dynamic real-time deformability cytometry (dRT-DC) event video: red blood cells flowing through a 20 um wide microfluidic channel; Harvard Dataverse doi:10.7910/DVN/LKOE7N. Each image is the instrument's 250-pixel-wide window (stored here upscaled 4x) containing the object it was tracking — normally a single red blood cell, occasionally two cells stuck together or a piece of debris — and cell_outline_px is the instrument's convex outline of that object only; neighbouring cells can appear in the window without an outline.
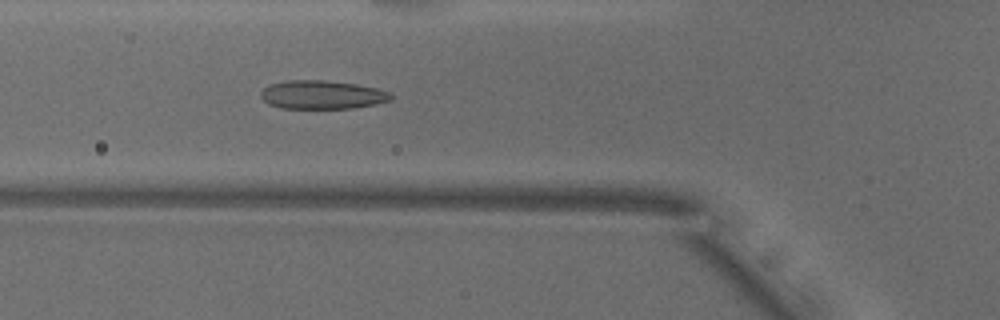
{"species": "common noctule bat (a hibernating species)", "species_latin": "Nyctalus noctula", "temperature_condition": "warm", "stored_images_in_passage": 52, "camera_frame_rate_fps": 3000, "um_per_image_px": 0.085, "animal": {"sex": "male", "body_mass_g": 18.8}, "frame": {"image": 1, "passage_image": 18, "time_ms": 5.667, "image_size_px": [1000, 320], "cell_outline_px": [[396, 96], [392, 100], [352, 108], [280, 108], [268, 104], [260, 96], [260, 92], [264, 88], [272, 84], [288, 80], [324, 80], [356, 84], [376, 88], [392, 92]], "centroid_in_image_um": [27.41, 8.05], "position_along_channel_um": 98.4, "area_um2": 21.68}}
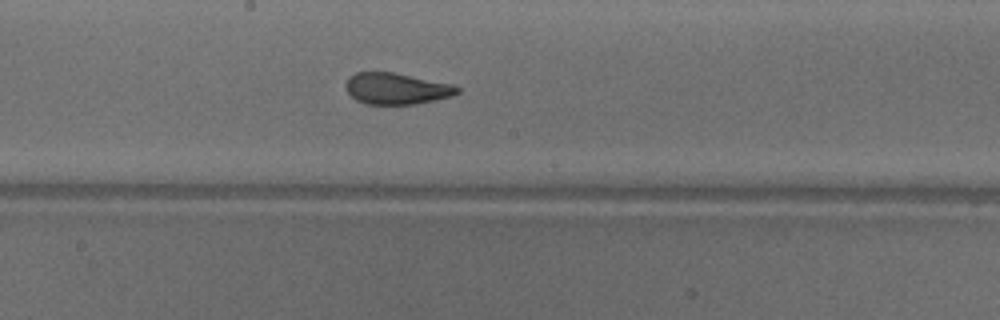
{"frame": {"image": 2, "passage_image": 27, "time_ms": 8.667, "image_size_px": [1000, 320], "cell_outline_px": [[460, 92], [452, 96], [436, 100], [416, 104], [368, 104], [356, 100], [344, 88], [344, 84], [356, 72], [392, 72], [452, 84], [460, 88]], "centroid_in_image_um": [33.71, 7.54], "position_along_channel_um": 214.5, "area_um2": 20.29}}
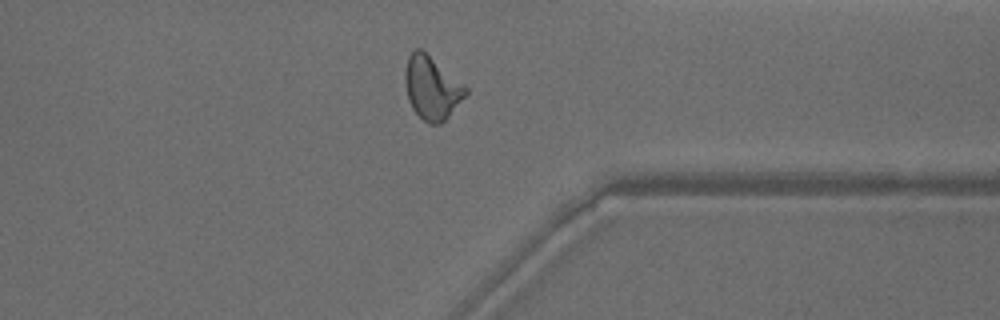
{"frame": {"image": 3, "passage_image": 40, "time_ms": 13.0, "image_size_px": [1000, 320], "cell_outline_px": [[468, 92], [448, 116], [440, 124], [428, 124], [412, 108], [408, 100], [404, 84], [404, 72], [408, 56], [416, 48], [420, 48], [464, 84], [468, 88]], "centroid_in_image_um": [36.67, 7.46], "position_along_channel_um": 374.7, "area_um2": 22.08}, "authors_computed_cell_mechanics": {"area_um2": 21.5594, "velocity_mm_per_s": 3.8597, "shape_relaxation_time_tau1_ms": 7.0309, "shape_relaxation_time_tau2_ms": 1.3172, "deformation_change_tau1": 0.243, "deformation_change_tau2": 0.0832}}